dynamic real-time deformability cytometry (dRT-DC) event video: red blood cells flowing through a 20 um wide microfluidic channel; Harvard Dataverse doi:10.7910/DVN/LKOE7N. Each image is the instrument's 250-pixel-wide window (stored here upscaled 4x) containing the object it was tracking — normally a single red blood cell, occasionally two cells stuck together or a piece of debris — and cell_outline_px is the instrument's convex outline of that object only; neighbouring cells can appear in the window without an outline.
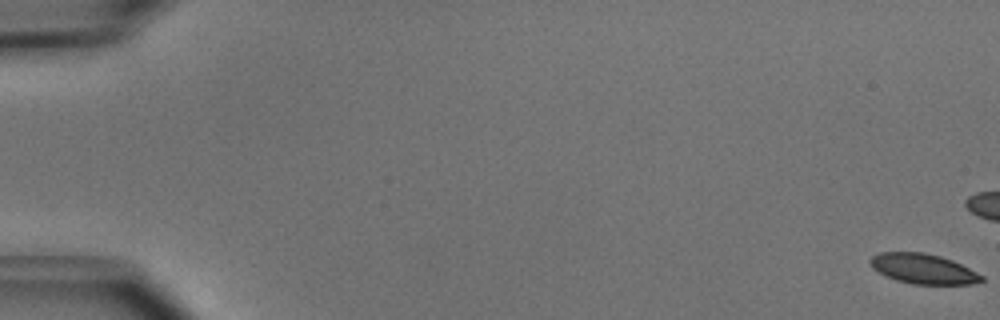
{"species": "common noctule bat (a hibernating species)", "species_latin": "Nyctalus noctula", "temperature_condition": "cold", "stored_images_in_passage": 19, "camera_frame_rate_fps": 3000, "um_per_image_px": 0.085, "animal": {"sex": "male", "body_mass_g": 15.6}, "frame": {"image": 1, "passage_image": 1, "time_ms": 0.0, "image_size_px": [1000, 320], "cell_outline_px": [[984, 280], [972, 284], [912, 284], [896, 280], [872, 268], [868, 260], [872, 256], [880, 252], [924, 252], [940, 256], [952, 260], [984, 276]], "centroid_in_image_um": [78.46, 22.84], "position_along_channel_um": 6.5, "area_um2": 19.36}}